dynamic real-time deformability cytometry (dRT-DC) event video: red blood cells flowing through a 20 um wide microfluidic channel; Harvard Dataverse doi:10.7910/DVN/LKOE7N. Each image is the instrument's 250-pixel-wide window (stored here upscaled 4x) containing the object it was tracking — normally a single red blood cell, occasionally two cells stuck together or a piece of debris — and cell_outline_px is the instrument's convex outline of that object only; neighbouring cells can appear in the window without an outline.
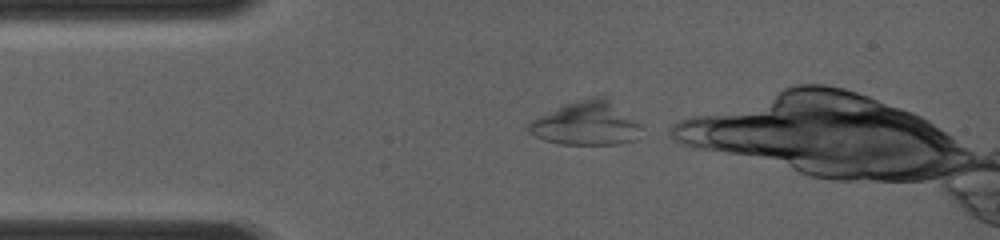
{"species": "common noctule bat (a hibernating species)", "species_latin": "Nyctalus noctula", "temperature_condition": "room temperature", "stored_images_in_passage": 7, "camera_frame_rate_fps": 4000, "um_per_image_px": 0.085, "animal": {"sex": "female", "body_mass_g": 19.0, "forearm_length_mm": 56.7}, "frame": {"image": 1, "passage_image": 1, "time_ms": 0.0, "image_size_px": [1000, 240], "cell_outline_px": [[640, 128], [636, 140], [620, 144], [560, 144], [544, 140], [528, 132], [524, 128], [532, 120], [564, 104], [596, 96], [604, 96], [640, 124]], "centroid_in_image_um": [49.8, 10.52], "position_along_channel_um": 35.2, "area_um2": 28.26}}